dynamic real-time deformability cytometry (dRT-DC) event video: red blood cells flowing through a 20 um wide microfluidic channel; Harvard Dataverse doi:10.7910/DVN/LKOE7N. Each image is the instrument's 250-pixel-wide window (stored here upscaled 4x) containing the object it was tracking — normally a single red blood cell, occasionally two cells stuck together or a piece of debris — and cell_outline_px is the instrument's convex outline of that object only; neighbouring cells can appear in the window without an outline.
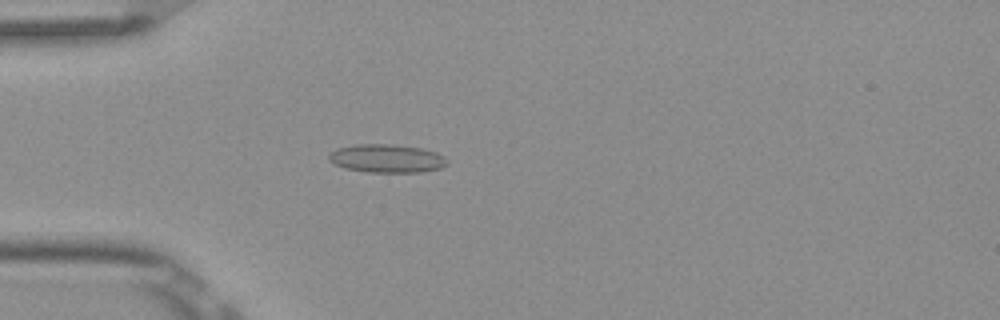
{"species": "Egyptian fruit bat (a non-hibernating species)", "species_latin": "Rousettus aegyptiacus", "temperature_condition": "room temperature", "stored_images_in_passage": 4, "camera_frame_rate_fps": 3000, "um_per_image_px": 0.085, "frame": {"image": 1, "passage_image": 4, "time_ms": 1.0, "image_size_px": [1000, 320], "cell_outline_px": [[448, 164], [440, 168], [420, 172], [368, 172], [344, 168], [328, 160], [328, 156], [336, 148], [356, 144], [392, 144], [424, 148], [436, 152], [444, 156], [448, 160]], "centroid_in_image_um": [32.9, 13.46], "position_along_channel_um": 52.1, "area_um2": 19.65}}